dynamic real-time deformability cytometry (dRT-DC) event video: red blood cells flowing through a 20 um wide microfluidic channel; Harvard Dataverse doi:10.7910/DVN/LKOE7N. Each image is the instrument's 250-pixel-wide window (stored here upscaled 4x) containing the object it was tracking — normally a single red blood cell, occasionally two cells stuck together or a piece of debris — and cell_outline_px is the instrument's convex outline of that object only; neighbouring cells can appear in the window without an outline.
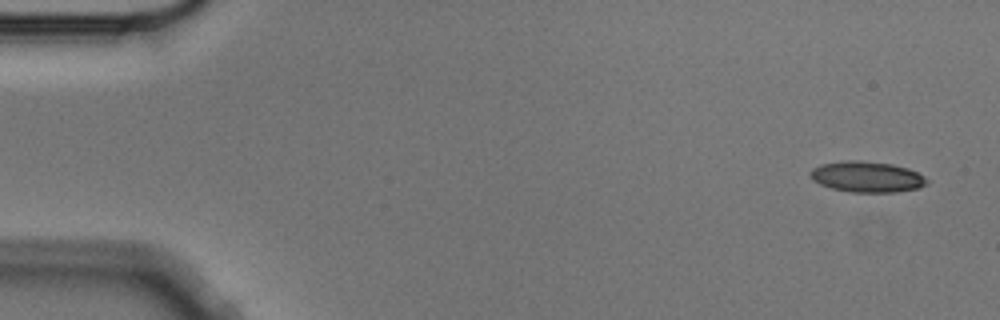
{"species": "Egyptian fruit bat (a non-hibernating species)", "species_latin": "Rousettus aegyptiacus", "temperature_condition": "cold", "stored_images_in_passage": 4, "camera_frame_rate_fps": 3000, "um_per_image_px": 0.085, "animal": {"sex": "male"}, "frame": {"image": 1, "passage_image": 1, "time_ms": 0.0, "image_size_px": [1000, 320], "cell_outline_px": [[928, 184], [920, 188], [896, 192], [852, 192], [832, 188], [820, 184], [812, 180], [808, 172], [812, 168], [820, 164], [844, 160], [860, 160], [892, 164], [908, 168], [924, 176], [928, 180]], "centroid_in_image_um": [73.68, 15.02], "position_along_channel_um": 11.3, "area_um2": 21.15}}